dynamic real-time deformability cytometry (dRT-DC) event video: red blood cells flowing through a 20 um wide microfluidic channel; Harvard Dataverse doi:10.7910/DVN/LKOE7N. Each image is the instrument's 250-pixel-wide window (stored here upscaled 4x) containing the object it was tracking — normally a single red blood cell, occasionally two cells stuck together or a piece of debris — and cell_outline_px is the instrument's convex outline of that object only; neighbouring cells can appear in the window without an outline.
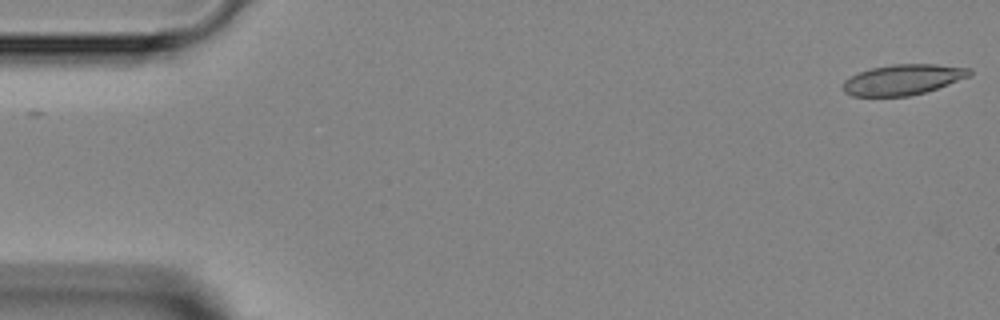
{"species": "Egyptian fruit bat (a non-hibernating species)", "species_latin": "Rousettus aegyptiacus", "temperature_condition": "room temperature", "stored_images_in_passage": 2, "camera_frame_rate_fps": 3000, "um_per_image_px": 0.085, "animal": {"sex": "female"}, "frame": {"image": 1, "passage_image": 2, "time_ms": 1.0, "image_size_px": [1000, 320], "cell_outline_px": [[972, 76], [924, 92], [908, 96], [852, 96], [844, 92], [840, 88], [844, 80], [860, 72], [872, 68], [892, 64], [936, 64], [972, 68]], "centroid_in_image_um": [76.75, 6.76], "position_along_channel_um": 8.2, "area_um2": 22.54}}